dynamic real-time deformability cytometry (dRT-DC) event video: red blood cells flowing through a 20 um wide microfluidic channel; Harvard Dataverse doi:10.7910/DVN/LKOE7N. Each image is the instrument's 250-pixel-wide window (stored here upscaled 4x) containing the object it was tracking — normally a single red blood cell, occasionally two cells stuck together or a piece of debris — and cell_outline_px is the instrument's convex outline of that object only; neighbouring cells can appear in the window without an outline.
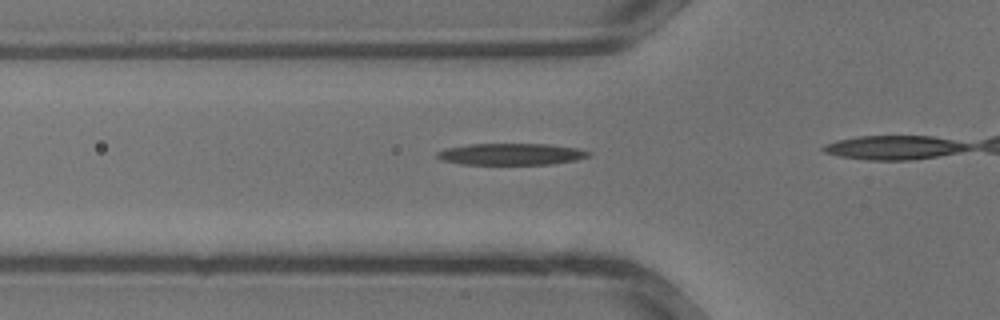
{"species": "common noctule bat (a hibernating species)", "species_latin": "Nyctalus noctula", "temperature_condition": "warm", "stored_images_in_passage": 7, "camera_frame_rate_fps": 3000, "um_per_image_px": 0.085, "animal": {"sex": "male", "body_mass_g": 13.3}, "frame": {"image": 1, "passage_image": 4, "time_ms": 1.0, "image_size_px": [1000, 320], "cell_outline_px": [[592, 152], [588, 156], [576, 160], [552, 164], [460, 164], [444, 160], [436, 156], [436, 152], [444, 148], [468, 144], [548, 144], [576, 148]], "centroid_in_image_um": [43.43, 13.1], "position_along_channel_um": 82.4, "area_um2": 19.02}}
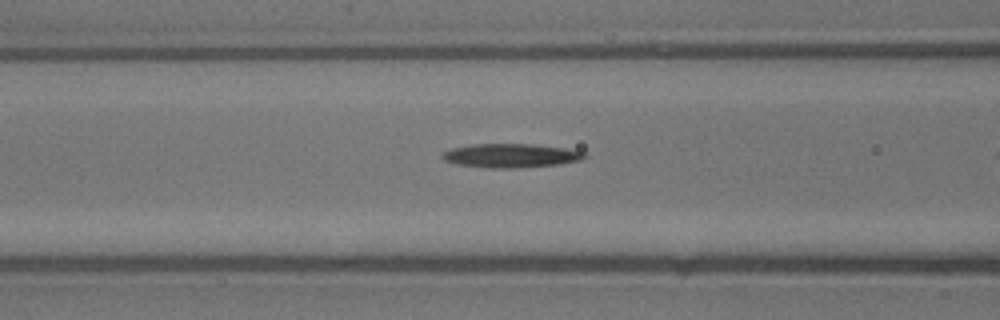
{"frame": {"image": 2, "passage_image": 6, "time_ms": 1.667, "image_size_px": [1000, 320], "cell_outline_px": [[588, 156], [580, 160], [560, 164], [512, 168], [488, 168], [456, 164], [444, 160], [440, 156], [444, 152], [452, 148], [472, 144], [532, 144], [564, 148], [584, 152]], "centroid_in_image_um": [43.4, 13.23], "position_along_channel_um": 123.2, "area_um2": 19.71}}